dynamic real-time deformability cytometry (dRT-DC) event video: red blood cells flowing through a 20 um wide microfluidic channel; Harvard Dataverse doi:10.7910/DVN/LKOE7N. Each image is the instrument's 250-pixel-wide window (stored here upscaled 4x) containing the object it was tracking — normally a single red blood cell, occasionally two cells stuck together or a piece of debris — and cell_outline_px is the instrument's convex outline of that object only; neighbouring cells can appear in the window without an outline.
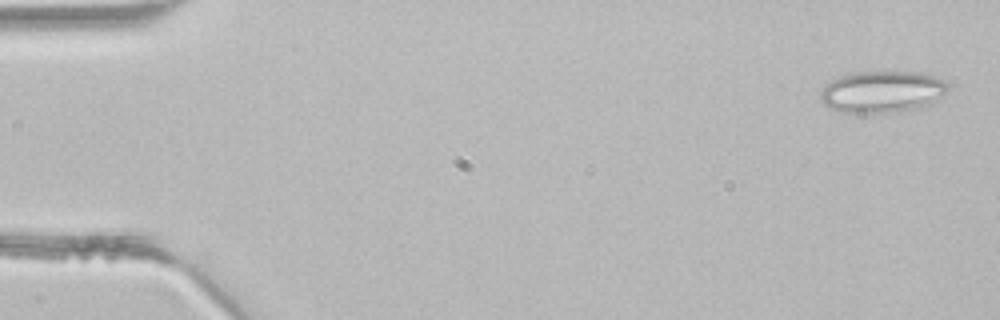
{"species": "common noctule bat (a hibernating species)", "species_latin": "Nyctalus noctula", "temperature_condition": "room temperature", "stored_images_in_passage": 3, "camera_frame_rate_fps": 3000, "um_per_image_px": 0.085, "animal": {"sex": "male", "body_mass_g": 21.5, "forearm_length_mm": 52.0}, "frame": {"image": 1, "passage_image": 1, "time_ms": 0.0, "image_size_px": [1000, 320], "cell_outline_px": [[948, 88], [932, 104], [924, 108], [884, 112], [844, 112], [828, 108], [820, 100], [820, 92], [832, 80], [840, 76], [852, 72], [920, 72], [944, 80], [948, 84]], "centroid_in_image_um": [74.99, 7.8], "position_along_channel_um": 10.0, "area_um2": 30.81}}